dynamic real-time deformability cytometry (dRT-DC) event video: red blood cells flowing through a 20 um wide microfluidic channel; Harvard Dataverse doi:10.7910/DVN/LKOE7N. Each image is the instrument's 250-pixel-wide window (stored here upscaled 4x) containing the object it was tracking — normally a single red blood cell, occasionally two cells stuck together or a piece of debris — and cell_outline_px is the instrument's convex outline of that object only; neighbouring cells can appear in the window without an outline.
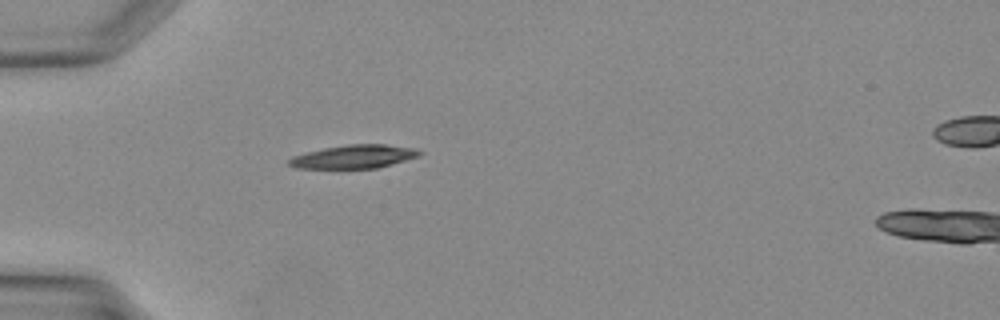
{"species": "Egyptian fruit bat (a non-hibernating species)", "species_latin": "Rousettus aegyptiacus", "temperature_condition": "warm", "stored_images_in_passage": 28, "camera_frame_rate_fps": 3000, "um_per_image_px": 0.085, "animal": {"sex": "female"}, "frame": {"image": 1, "passage_image": 2, "time_ms": 0.333, "image_size_px": [1000, 320], "cell_outline_px": [[424, 152], [420, 156], [376, 168], [296, 168], [288, 164], [288, 160], [292, 156], [324, 148], [348, 144], [384, 144], [416, 148]], "centroid_in_image_um": [30.12, 13.31], "position_along_channel_um": 54.9, "area_um2": 17.74}}
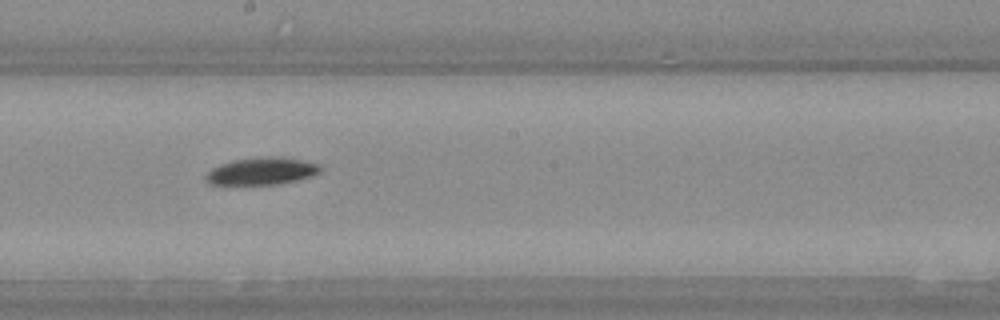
{"frame": {"image": 2, "passage_image": 12, "time_ms": 3.667, "image_size_px": [1000, 320], "cell_outline_px": [[320, 172], [312, 176], [280, 184], [208, 184], [204, 180], [204, 176], [212, 168], [220, 164], [232, 160], [268, 156], [280, 156], [320, 164]], "centroid_in_image_um": [22.22, 14.54], "position_along_channel_um": 226.0, "area_um2": 18.21}}
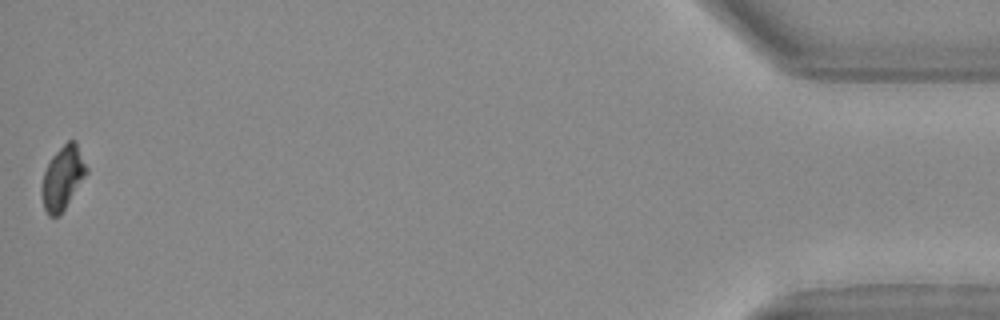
{"frame": {"image": 3, "passage_image": 28, "time_ms": 9.0, "image_size_px": [1000, 320], "cell_outline_px": [[88, 172], [60, 216], [48, 216], [44, 208], [40, 188], [44, 172], [52, 156], [68, 140], [76, 140], [88, 168]], "centroid_in_image_um": [5.33, 15.12], "position_along_channel_um": 429.9, "area_um2": 16.59}}